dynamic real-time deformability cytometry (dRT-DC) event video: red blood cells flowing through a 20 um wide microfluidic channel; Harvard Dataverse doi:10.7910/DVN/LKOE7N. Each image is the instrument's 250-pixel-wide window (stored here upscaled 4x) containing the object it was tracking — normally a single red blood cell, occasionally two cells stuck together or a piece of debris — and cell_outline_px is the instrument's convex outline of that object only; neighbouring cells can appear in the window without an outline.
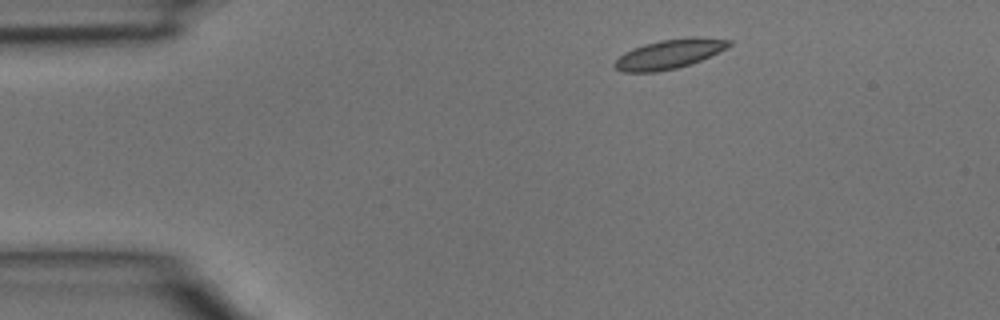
{"species": "common noctule bat (a hibernating species)", "species_latin": "Nyctalus noctula", "temperature_condition": "room temperature", "stored_images_in_passage": 2, "camera_frame_rate_fps": 3000, "um_per_image_px": 0.085, "animal": {"sex": "male", "body_mass_g": 15.6}, "frame": {"image": 1, "passage_image": 1, "time_ms": 0.0, "image_size_px": [1000, 320], "cell_outline_px": [[732, 44], [700, 60], [676, 68], [656, 72], [624, 72], [616, 68], [612, 64], [624, 52], [644, 44], [660, 40], [692, 36], [732, 40]], "centroid_in_image_um": [56.85, 4.58], "position_along_channel_um": 28.2, "area_um2": 19.25}}